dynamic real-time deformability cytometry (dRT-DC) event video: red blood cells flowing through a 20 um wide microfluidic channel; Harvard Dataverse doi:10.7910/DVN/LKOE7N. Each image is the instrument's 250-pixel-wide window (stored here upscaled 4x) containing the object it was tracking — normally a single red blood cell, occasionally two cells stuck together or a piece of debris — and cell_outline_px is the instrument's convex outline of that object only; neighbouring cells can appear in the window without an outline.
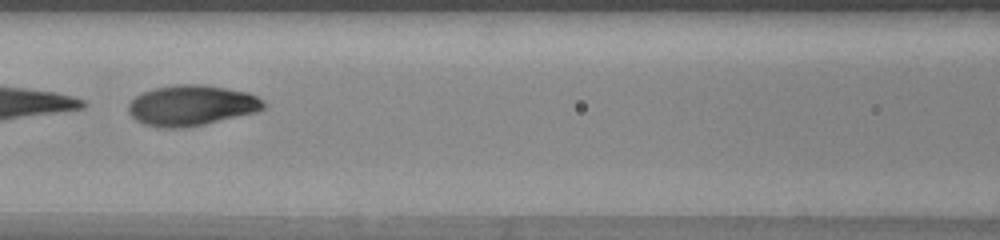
{"species": "human", "species_latin": "Homo sapiens", "temperature_condition": "warm", "stored_images_in_passage": 33, "segment_of_instrument_passage": [2, 2], "camera_frame_rate_fps": 3000, "um_per_image_px": 0.085, "donor": {"sex": "female"}, "frame": {"image": 1, "passage_image": 25, "time_ms": 8.0, "image_size_px": [1000, 240], "cell_outline_px": [[268, 104], [264, 108], [256, 112], [204, 124], [180, 128], [160, 128], [144, 124], [136, 120], [128, 112], [128, 104], [140, 92], [152, 88], [176, 84], [200, 84], [248, 92], [264, 100]], "centroid_in_image_um": [16.26, 8.95], "position_along_channel_um": 150.3, "area_um2": 32.08}}
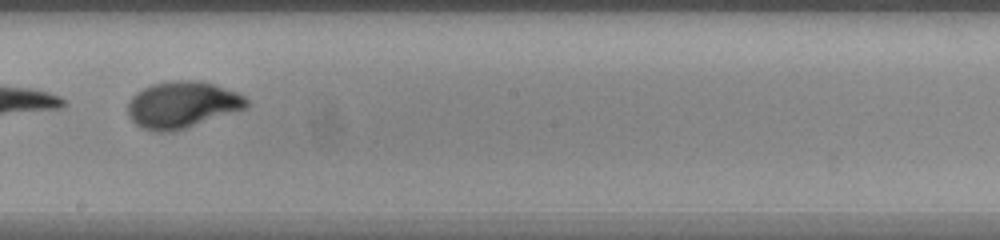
{"frame": {"image": 2, "passage_image": 31, "time_ms": 10.0, "image_size_px": [1000, 240], "cell_outline_px": [[248, 108], [172, 132], [156, 132], [140, 128], [128, 116], [128, 100], [136, 92], [152, 84], [172, 80], [200, 80], [240, 92], [248, 100]], "centroid_in_image_um": [15.49, 8.9], "position_along_channel_um": 232.7, "area_um2": 32.6}}